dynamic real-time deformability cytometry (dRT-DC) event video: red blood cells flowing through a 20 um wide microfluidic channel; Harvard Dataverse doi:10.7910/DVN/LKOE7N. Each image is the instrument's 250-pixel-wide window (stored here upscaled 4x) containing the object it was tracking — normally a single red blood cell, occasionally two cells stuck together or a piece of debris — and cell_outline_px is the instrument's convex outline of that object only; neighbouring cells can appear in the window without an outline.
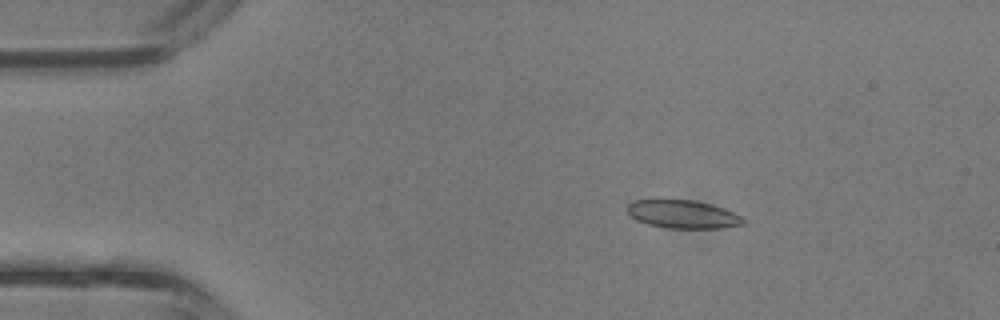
{"species": "common noctule bat (a hibernating species)", "species_latin": "Nyctalus noctula", "temperature_condition": "room temperature", "stored_images_in_passage": 3, "camera_frame_rate_fps": 3000, "um_per_image_px": 0.085, "animal": {"sex": "male", "body_mass_g": 13.3}, "frame": {"image": 1, "passage_image": 1, "time_ms": 0.0, "image_size_px": [1000, 320], "cell_outline_px": [[744, 224], [720, 228], [668, 228], [648, 224], [636, 220], [628, 212], [628, 204], [636, 200], [692, 200], [712, 204], [724, 208], [740, 216], [744, 220]], "centroid_in_image_um": [58.05, 18.21], "position_along_channel_um": 27.0, "area_um2": 18.79}}
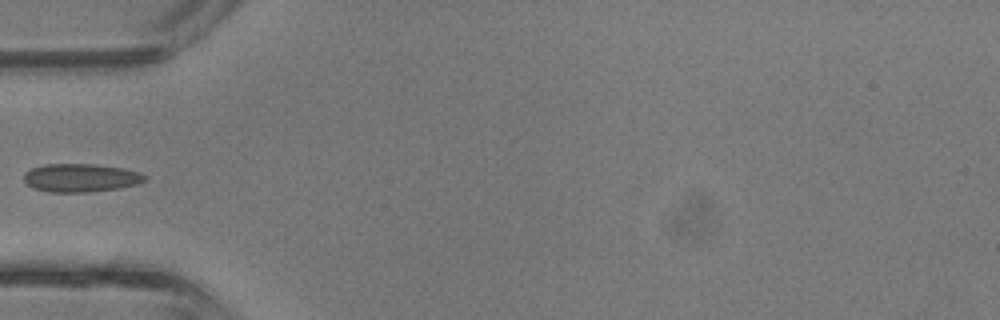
{"frame": {"image": 2, "passage_image": 3, "time_ms": 0.667, "image_size_px": [1000, 320], "cell_outline_px": [[148, 180], [140, 184], [120, 188], [88, 192], [48, 192], [32, 188], [24, 180], [24, 172], [32, 168], [44, 164], [92, 164], [124, 168], [140, 172], [148, 176]], "centroid_in_image_um": [6.91, 15.12], "position_along_channel_um": 78.1, "area_um2": 20.23}}